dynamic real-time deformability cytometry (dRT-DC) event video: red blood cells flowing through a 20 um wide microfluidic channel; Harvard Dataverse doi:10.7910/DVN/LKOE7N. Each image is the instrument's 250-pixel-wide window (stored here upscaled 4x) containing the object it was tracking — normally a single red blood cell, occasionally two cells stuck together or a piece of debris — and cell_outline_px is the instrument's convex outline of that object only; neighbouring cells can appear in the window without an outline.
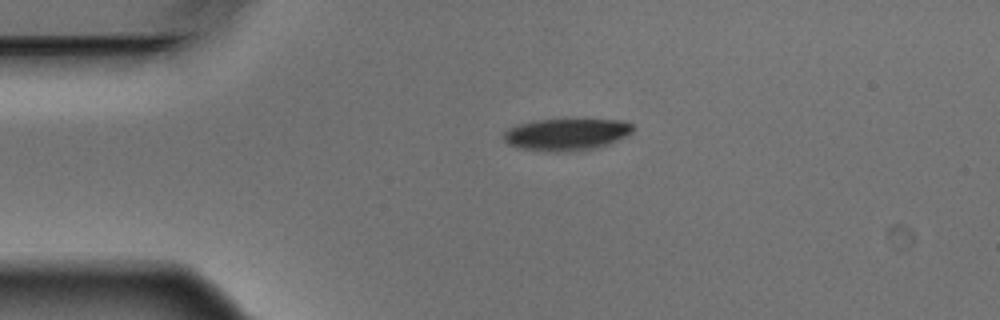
{"species": "Egyptian fruit bat (a non-hibernating species)", "species_latin": "Rousettus aegyptiacus", "temperature_condition": "warm", "stored_images_in_passage": 4, "camera_frame_rate_fps": 3000, "um_per_image_px": 0.085, "animal": {"sex": "male"}, "frame": {"image": 1, "passage_image": 3, "time_ms": 0.667, "image_size_px": [1000, 320], "cell_outline_px": [[636, 128], [628, 136], [600, 148], [560, 152], [556, 152], [516, 148], [508, 144], [504, 140], [504, 132], [508, 128], [516, 124], [536, 120], [576, 116], [624, 120], [632, 124]], "centroid_in_image_um": [48.22, 11.37], "position_along_channel_um": 36.8, "area_um2": 25.61}}